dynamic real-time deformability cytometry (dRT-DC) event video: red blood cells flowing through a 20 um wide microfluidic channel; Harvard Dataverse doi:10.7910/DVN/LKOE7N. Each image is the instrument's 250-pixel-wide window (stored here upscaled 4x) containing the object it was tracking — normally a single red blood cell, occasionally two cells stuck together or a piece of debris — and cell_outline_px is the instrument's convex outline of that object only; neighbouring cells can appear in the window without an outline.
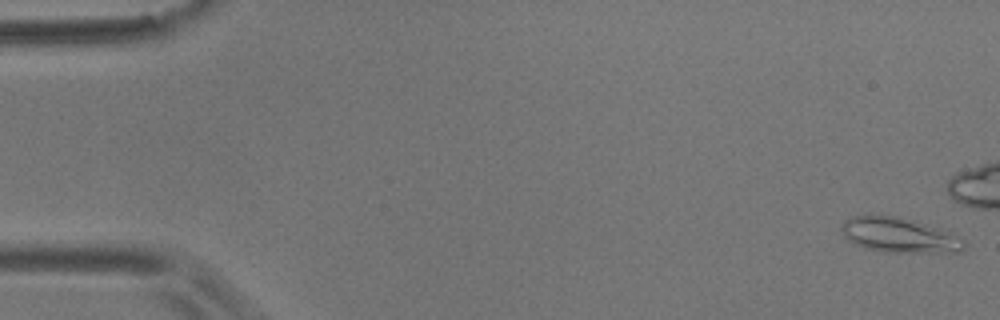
{"species": "common noctule bat (a hibernating species)", "species_latin": "Nyctalus noctula", "temperature_condition": "room temperature", "stored_images_in_passage": 56, "camera_frame_rate_fps": 3000, "um_per_image_px": 0.085, "animal": {"sex": "male", "body_mass_g": 17.9}, "frame": {"image": 1, "passage_image": 1, "time_ms": 0.0, "image_size_px": [1000, 320], "cell_outline_px": [[968, 244], [960, 252], [884, 252], [864, 248], [848, 240], [844, 236], [840, 228], [840, 224], [844, 220], [852, 216], [896, 216], [916, 220], [952, 232], [964, 240]], "centroid_in_image_um": [76.46, 19.99], "position_along_channel_um": 8.5, "area_um2": 25.2}}
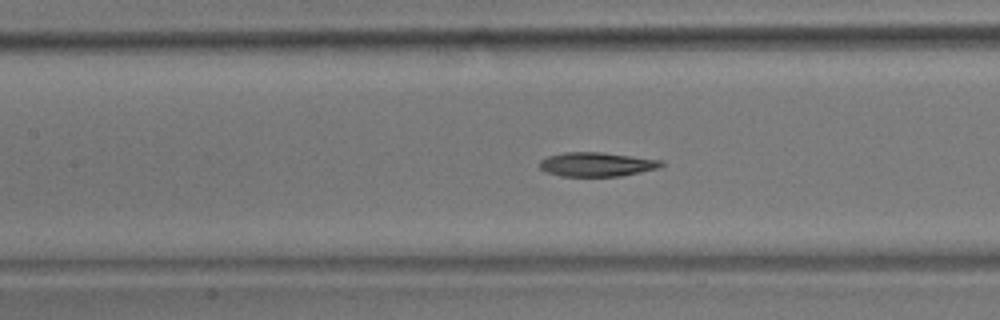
{"frame": {"image": 2, "passage_image": 25, "time_ms": 8.0, "image_size_px": [1000, 320], "cell_outline_px": [[664, 164], [660, 168], [620, 176], [564, 176], [548, 172], [540, 168], [540, 160], [548, 156], [564, 152], [600, 152], [664, 160]], "centroid_in_image_um": [50.77, 13.96], "position_along_channel_um": 156.6, "area_um2": 17.05}}
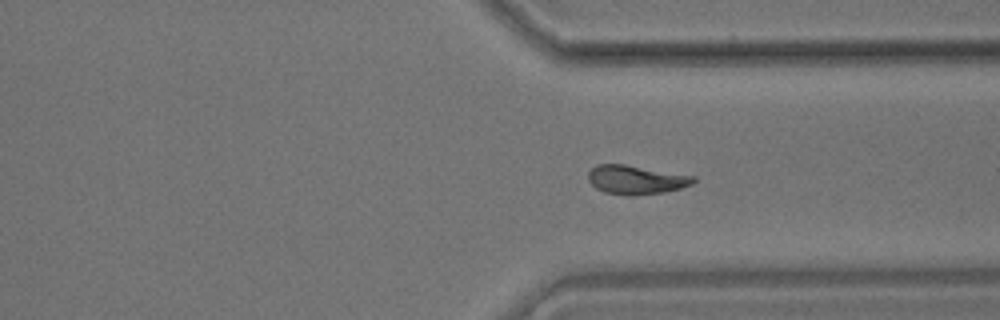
{"frame": {"image": 3, "passage_image": 42, "time_ms": 13.667, "image_size_px": [1000, 320], "cell_outline_px": [[696, 180], [692, 184], [680, 188], [664, 192], [632, 196], [628, 196], [604, 192], [596, 188], [588, 180], [588, 172], [596, 164], [624, 164], [696, 176]], "centroid_in_image_um": [54.05, 15.28], "position_along_channel_um": 357.3, "area_um2": 17.8}}